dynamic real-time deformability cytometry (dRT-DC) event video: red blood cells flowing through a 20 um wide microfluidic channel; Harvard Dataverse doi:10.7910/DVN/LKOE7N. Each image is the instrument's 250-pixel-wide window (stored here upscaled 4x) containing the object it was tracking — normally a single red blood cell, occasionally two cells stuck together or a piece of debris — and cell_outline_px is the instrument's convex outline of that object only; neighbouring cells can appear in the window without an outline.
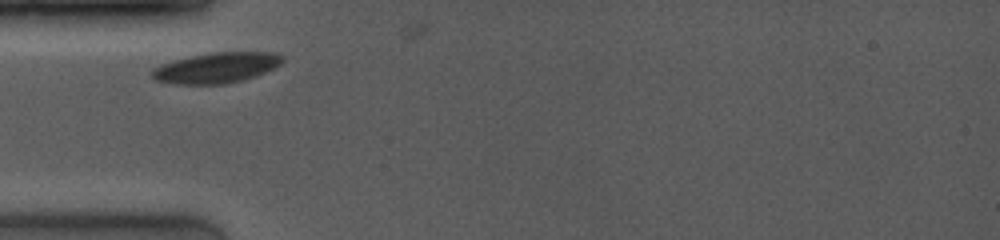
{"species": "common noctule bat (a hibernating species)", "species_latin": "Nyctalus noctula", "temperature_condition": "room temperature", "stored_images_in_passage": 2, "camera_frame_rate_fps": 4000, "um_per_image_px": 0.085, "animal": {"sex": "female", "body_mass_g": 19.0, "forearm_length_mm": 53.3}, "frame": {"image": 1, "passage_image": 1, "time_ms": 0.0, "image_size_px": [1000, 240], "cell_outline_px": [[284, 60], [280, 64], [264, 72], [244, 80], [224, 84], [176, 84], [156, 80], [148, 72], [152, 68], [160, 64], [192, 56], [212, 52], [276, 52], [284, 56]], "centroid_in_image_um": [18.38, 5.76], "position_along_channel_um": 66.6, "area_um2": 23.18}}